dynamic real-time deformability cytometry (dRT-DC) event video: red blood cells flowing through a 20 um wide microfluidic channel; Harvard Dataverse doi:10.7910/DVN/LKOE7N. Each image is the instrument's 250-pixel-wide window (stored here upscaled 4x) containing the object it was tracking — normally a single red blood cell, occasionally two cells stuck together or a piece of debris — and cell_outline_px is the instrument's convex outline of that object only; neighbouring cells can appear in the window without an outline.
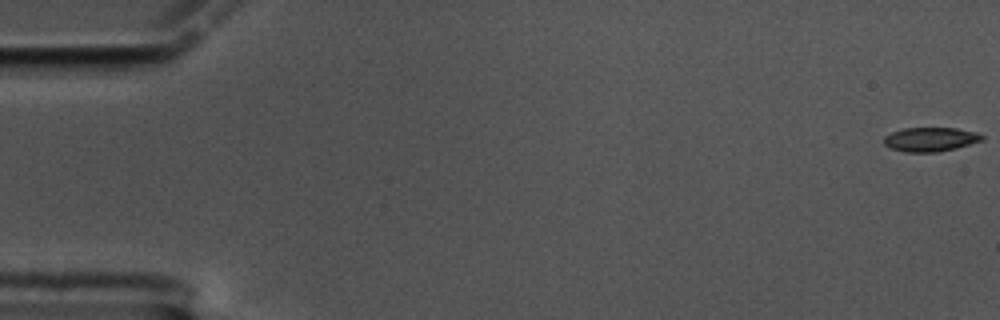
{"species": "common noctule bat (a hibernating species)", "species_latin": "Nyctalus noctula", "temperature_condition": "cold", "stored_images_in_passage": 61, "camera_frame_rate_fps": 3000, "um_per_image_px": 0.085, "animal": {"sex": "male", "body_mass_g": 17.5, "forearm_length_mm": 52.3}, "frame": {"image": 1, "passage_image": 1, "time_ms": 0.0, "image_size_px": [1000, 320], "cell_outline_px": [[984, 140], [956, 148], [936, 152], [904, 152], [892, 148], [884, 144], [884, 136], [892, 132], [904, 128], [956, 128], [976, 132], [984, 136]], "centroid_in_image_um": [79.1, 11.84], "position_along_channel_um": 5.9, "area_um2": 13.76}}
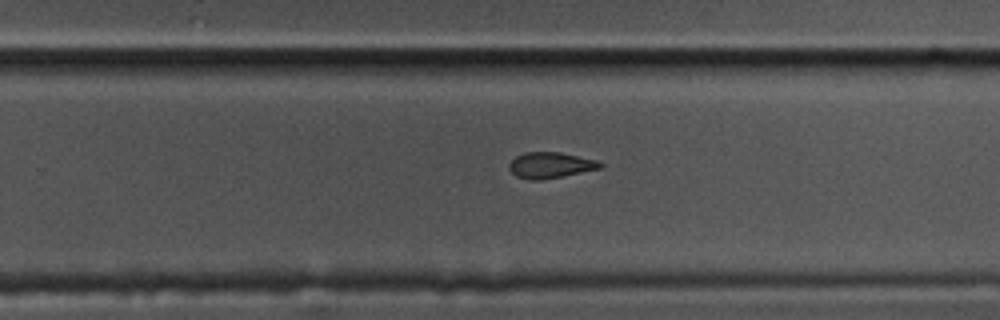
{"frame": {"image": 2, "passage_image": 39, "time_ms": 12.667, "image_size_px": [1000, 320], "cell_outline_px": [[604, 164], [600, 168], [564, 176], [540, 180], [532, 180], [516, 176], [508, 168], [508, 164], [516, 156], [524, 152], [560, 152], [596, 160]], "centroid_in_image_um": [46.76, 14.04], "position_along_channel_um": 283.0, "area_um2": 13.7}}
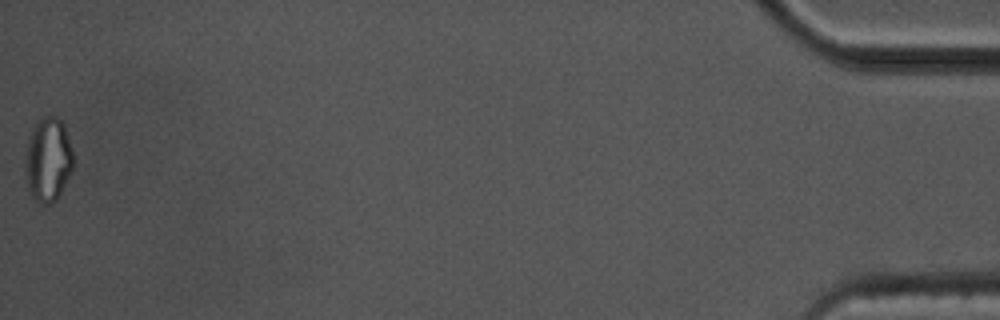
{"frame": {"image": 3, "passage_image": 61, "time_ms": 20.0, "image_size_px": [1000, 320], "cell_outline_px": [[72, 172], [56, 200], [48, 204], [40, 204], [28, 192], [24, 176], [24, 160], [28, 136], [36, 120], [44, 116], [56, 116], [64, 124], [72, 148]], "centroid_in_image_um": [4.04, 13.56], "position_along_channel_um": 431.2, "area_um2": 24.1}, "authors_computed_cell_mechanics": {"area_um2": 14.5078, "velocity_mm_per_s": 3.3549, "shape_relaxation_time_tau1_ms": null, "shape_relaxation_time_tau2_ms": 5.6381, "deformation_change_tau1": null, "deformation_change_tau2": 0.1035}}